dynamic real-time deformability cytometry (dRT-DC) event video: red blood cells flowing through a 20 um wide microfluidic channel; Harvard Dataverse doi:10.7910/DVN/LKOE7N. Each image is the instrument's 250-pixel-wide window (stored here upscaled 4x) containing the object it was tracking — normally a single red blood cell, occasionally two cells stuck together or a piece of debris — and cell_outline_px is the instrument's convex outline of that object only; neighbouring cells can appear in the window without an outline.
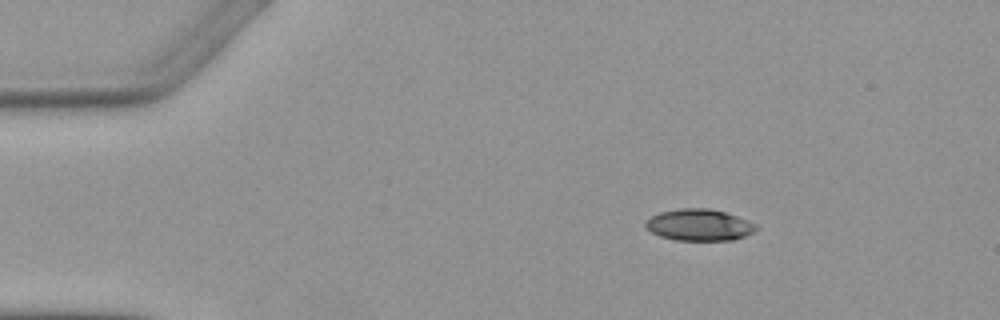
{"species": "Egyptian fruit bat (a non-hibernating species)", "species_latin": "Rousettus aegyptiacus", "temperature_condition": "warm", "stored_images_in_passage": 5, "camera_frame_rate_fps": 3000, "um_per_image_px": 0.085, "animal": {"sex": "female"}, "frame": {"image": 1, "passage_image": 1, "time_ms": 0.0, "image_size_px": [1000, 320], "cell_outline_px": [[760, 228], [744, 236], [732, 240], [676, 240], [660, 236], [652, 232], [644, 224], [652, 216], [660, 212], [680, 208], [708, 208], [724, 212], [748, 220], [756, 224]], "centroid_in_image_um": [59.45, 19.12], "position_along_channel_um": 25.5, "area_um2": 20.17}}
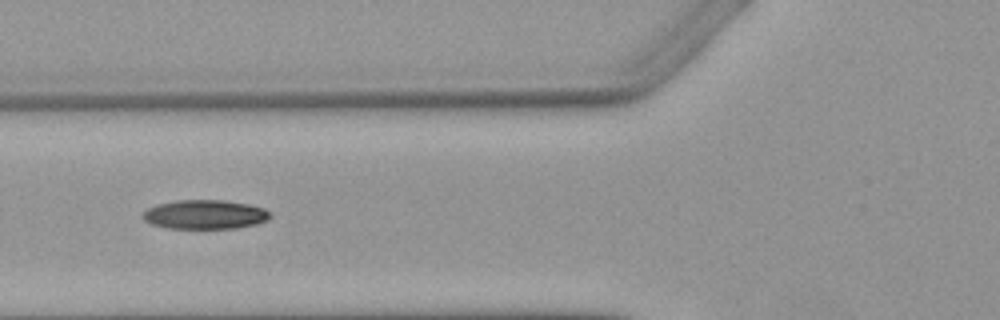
{"frame": {"image": 2, "passage_image": 4, "time_ms": 4.0, "image_size_px": [1000, 320], "cell_outline_px": [[272, 216], [268, 220], [256, 224], [236, 228], [168, 228], [152, 224], [144, 220], [140, 216], [148, 208], [156, 204], [176, 200], [224, 200], [248, 204], [264, 208]], "centroid_in_image_um": [17.41, 18.23], "position_along_channel_um": 108.4, "area_um2": 21.68}}
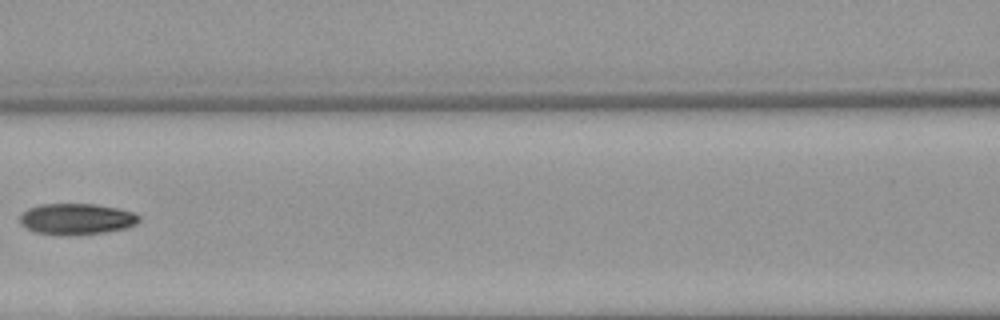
{"frame": {"image": 3, "passage_image": 5, "time_ms": 5.333, "image_size_px": [1000, 320], "cell_outline_px": [[140, 220], [136, 224], [124, 228], [104, 232], [76, 236], [56, 236], [32, 232], [24, 228], [20, 224], [20, 216], [28, 208], [40, 204], [96, 204], [136, 212], [140, 216]], "centroid_in_image_um": [6.47, 18.64], "position_along_channel_um": 160.1, "area_um2": 22.14}}